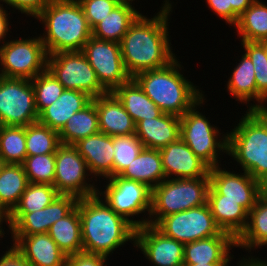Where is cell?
Listing matches in <instances>:
<instances>
[{"instance_id":"9f6ffc18","label":"cell","mask_w":267,"mask_h":266,"mask_svg":"<svg viewBox=\"0 0 267 266\" xmlns=\"http://www.w3.org/2000/svg\"><path fill=\"white\" fill-rule=\"evenodd\" d=\"M259 43L262 45V47H263V49L265 51L266 57H267V39L259 41Z\"/></svg>"},{"instance_id":"816d5d0a","label":"cell","mask_w":267,"mask_h":266,"mask_svg":"<svg viewBox=\"0 0 267 266\" xmlns=\"http://www.w3.org/2000/svg\"><path fill=\"white\" fill-rule=\"evenodd\" d=\"M248 111L265 127L267 132V115L259 108L250 109Z\"/></svg>"},{"instance_id":"3957f363","label":"cell","mask_w":267,"mask_h":266,"mask_svg":"<svg viewBox=\"0 0 267 266\" xmlns=\"http://www.w3.org/2000/svg\"><path fill=\"white\" fill-rule=\"evenodd\" d=\"M35 19L45 25V34L40 38L48 55L81 51L92 36V29L77 0H51Z\"/></svg>"},{"instance_id":"7a4b0ae2","label":"cell","mask_w":267,"mask_h":266,"mask_svg":"<svg viewBox=\"0 0 267 266\" xmlns=\"http://www.w3.org/2000/svg\"><path fill=\"white\" fill-rule=\"evenodd\" d=\"M83 251L108 257L128 241L135 244L136 227L117 214L98 194L77 202Z\"/></svg>"},{"instance_id":"9a60e30c","label":"cell","mask_w":267,"mask_h":266,"mask_svg":"<svg viewBox=\"0 0 267 266\" xmlns=\"http://www.w3.org/2000/svg\"><path fill=\"white\" fill-rule=\"evenodd\" d=\"M243 174V175H242ZM210 187L208 195H223V199H231L249 212L266 188L247 172L233 173L222 170L219 166L210 168Z\"/></svg>"},{"instance_id":"b9f144b4","label":"cell","mask_w":267,"mask_h":266,"mask_svg":"<svg viewBox=\"0 0 267 266\" xmlns=\"http://www.w3.org/2000/svg\"><path fill=\"white\" fill-rule=\"evenodd\" d=\"M83 8L88 24L92 29L119 4L115 0H77Z\"/></svg>"},{"instance_id":"44dd1931","label":"cell","mask_w":267,"mask_h":266,"mask_svg":"<svg viewBox=\"0 0 267 266\" xmlns=\"http://www.w3.org/2000/svg\"><path fill=\"white\" fill-rule=\"evenodd\" d=\"M236 240L226 232L184 244V264L229 263Z\"/></svg>"},{"instance_id":"7402d4cb","label":"cell","mask_w":267,"mask_h":266,"mask_svg":"<svg viewBox=\"0 0 267 266\" xmlns=\"http://www.w3.org/2000/svg\"><path fill=\"white\" fill-rule=\"evenodd\" d=\"M98 113L100 132L112 136L135 134V123L124 106L112 93L92 98Z\"/></svg>"},{"instance_id":"e0dca14e","label":"cell","mask_w":267,"mask_h":266,"mask_svg":"<svg viewBox=\"0 0 267 266\" xmlns=\"http://www.w3.org/2000/svg\"><path fill=\"white\" fill-rule=\"evenodd\" d=\"M135 246L155 266H184V243L163 235L152 225L136 228Z\"/></svg>"},{"instance_id":"4dcf8cb0","label":"cell","mask_w":267,"mask_h":266,"mask_svg":"<svg viewBox=\"0 0 267 266\" xmlns=\"http://www.w3.org/2000/svg\"><path fill=\"white\" fill-rule=\"evenodd\" d=\"M100 132L98 113L91 101L82 110L74 113L58 132L61 144L73 145L78 140Z\"/></svg>"},{"instance_id":"ab89813d","label":"cell","mask_w":267,"mask_h":266,"mask_svg":"<svg viewBox=\"0 0 267 266\" xmlns=\"http://www.w3.org/2000/svg\"><path fill=\"white\" fill-rule=\"evenodd\" d=\"M22 165L29 183L53 185L55 179V153L26 156Z\"/></svg>"},{"instance_id":"6f0895ef","label":"cell","mask_w":267,"mask_h":266,"mask_svg":"<svg viewBox=\"0 0 267 266\" xmlns=\"http://www.w3.org/2000/svg\"><path fill=\"white\" fill-rule=\"evenodd\" d=\"M3 161L1 160V158H0V169H1V167L3 166Z\"/></svg>"},{"instance_id":"52a82bcc","label":"cell","mask_w":267,"mask_h":266,"mask_svg":"<svg viewBox=\"0 0 267 266\" xmlns=\"http://www.w3.org/2000/svg\"><path fill=\"white\" fill-rule=\"evenodd\" d=\"M204 100L203 97L180 117V138L197 157L213 168L220 166L217 159L221 150L227 154V132L220 137L218 128L211 125L206 116L196 110L198 106L203 105Z\"/></svg>"},{"instance_id":"d590c367","label":"cell","mask_w":267,"mask_h":266,"mask_svg":"<svg viewBox=\"0 0 267 266\" xmlns=\"http://www.w3.org/2000/svg\"><path fill=\"white\" fill-rule=\"evenodd\" d=\"M61 145L59 134L40 122L26 126L27 156L56 153Z\"/></svg>"},{"instance_id":"484cf974","label":"cell","mask_w":267,"mask_h":266,"mask_svg":"<svg viewBox=\"0 0 267 266\" xmlns=\"http://www.w3.org/2000/svg\"><path fill=\"white\" fill-rule=\"evenodd\" d=\"M119 176L141 182L151 189L158 186L166 179L160 151L144 147Z\"/></svg>"},{"instance_id":"ee69618b","label":"cell","mask_w":267,"mask_h":266,"mask_svg":"<svg viewBox=\"0 0 267 266\" xmlns=\"http://www.w3.org/2000/svg\"><path fill=\"white\" fill-rule=\"evenodd\" d=\"M106 260V256L81 251L67 256L66 266H105Z\"/></svg>"},{"instance_id":"5b68a950","label":"cell","mask_w":267,"mask_h":266,"mask_svg":"<svg viewBox=\"0 0 267 266\" xmlns=\"http://www.w3.org/2000/svg\"><path fill=\"white\" fill-rule=\"evenodd\" d=\"M227 154L267 189V132L247 110L233 131L227 133Z\"/></svg>"},{"instance_id":"1f68e13d","label":"cell","mask_w":267,"mask_h":266,"mask_svg":"<svg viewBox=\"0 0 267 266\" xmlns=\"http://www.w3.org/2000/svg\"><path fill=\"white\" fill-rule=\"evenodd\" d=\"M28 184L22 164L4 163L0 169V204L11 212Z\"/></svg>"},{"instance_id":"4316f807","label":"cell","mask_w":267,"mask_h":266,"mask_svg":"<svg viewBox=\"0 0 267 266\" xmlns=\"http://www.w3.org/2000/svg\"><path fill=\"white\" fill-rule=\"evenodd\" d=\"M112 93L132 117L135 125L139 121L153 119L163 113L132 78L115 88Z\"/></svg>"},{"instance_id":"f5cc1de1","label":"cell","mask_w":267,"mask_h":266,"mask_svg":"<svg viewBox=\"0 0 267 266\" xmlns=\"http://www.w3.org/2000/svg\"><path fill=\"white\" fill-rule=\"evenodd\" d=\"M184 266H229L228 263L184 264Z\"/></svg>"},{"instance_id":"7bdbcfd3","label":"cell","mask_w":267,"mask_h":266,"mask_svg":"<svg viewBox=\"0 0 267 266\" xmlns=\"http://www.w3.org/2000/svg\"><path fill=\"white\" fill-rule=\"evenodd\" d=\"M15 10H19L21 14H26L35 18L51 0H0Z\"/></svg>"},{"instance_id":"8fae6325","label":"cell","mask_w":267,"mask_h":266,"mask_svg":"<svg viewBox=\"0 0 267 266\" xmlns=\"http://www.w3.org/2000/svg\"><path fill=\"white\" fill-rule=\"evenodd\" d=\"M31 80L0 76V126H27L38 121Z\"/></svg>"},{"instance_id":"4fadbf2b","label":"cell","mask_w":267,"mask_h":266,"mask_svg":"<svg viewBox=\"0 0 267 266\" xmlns=\"http://www.w3.org/2000/svg\"><path fill=\"white\" fill-rule=\"evenodd\" d=\"M90 175L85 159L73 145L61 144L58 147L53 186L59 194L72 195L78 199L96 195L97 187L86 182Z\"/></svg>"},{"instance_id":"ac0fdd59","label":"cell","mask_w":267,"mask_h":266,"mask_svg":"<svg viewBox=\"0 0 267 266\" xmlns=\"http://www.w3.org/2000/svg\"><path fill=\"white\" fill-rule=\"evenodd\" d=\"M159 151L166 179L209 177L210 167L181 138Z\"/></svg>"},{"instance_id":"ffe728a7","label":"cell","mask_w":267,"mask_h":266,"mask_svg":"<svg viewBox=\"0 0 267 266\" xmlns=\"http://www.w3.org/2000/svg\"><path fill=\"white\" fill-rule=\"evenodd\" d=\"M11 237L13 245L30 266H66L67 255L47 233Z\"/></svg>"},{"instance_id":"d6986e66","label":"cell","mask_w":267,"mask_h":266,"mask_svg":"<svg viewBox=\"0 0 267 266\" xmlns=\"http://www.w3.org/2000/svg\"><path fill=\"white\" fill-rule=\"evenodd\" d=\"M73 146L85 159L90 174L102 176L103 178L113 177L114 147L113 137L98 132L87 138L78 140Z\"/></svg>"},{"instance_id":"8992f818","label":"cell","mask_w":267,"mask_h":266,"mask_svg":"<svg viewBox=\"0 0 267 266\" xmlns=\"http://www.w3.org/2000/svg\"><path fill=\"white\" fill-rule=\"evenodd\" d=\"M209 187V177L165 179L152 189L147 224L154 226L167 215L207 204Z\"/></svg>"},{"instance_id":"c3c4849f","label":"cell","mask_w":267,"mask_h":266,"mask_svg":"<svg viewBox=\"0 0 267 266\" xmlns=\"http://www.w3.org/2000/svg\"><path fill=\"white\" fill-rule=\"evenodd\" d=\"M8 13L4 9V7L0 10V43L4 44L5 42V37L8 35L9 30V20H8ZM4 39V40H3ZM2 40V41H1ZM3 42V43H2Z\"/></svg>"},{"instance_id":"8d00e7d4","label":"cell","mask_w":267,"mask_h":266,"mask_svg":"<svg viewBox=\"0 0 267 266\" xmlns=\"http://www.w3.org/2000/svg\"><path fill=\"white\" fill-rule=\"evenodd\" d=\"M59 195L53 185L29 183L19 203L10 213H32L50 205Z\"/></svg>"},{"instance_id":"74e56055","label":"cell","mask_w":267,"mask_h":266,"mask_svg":"<svg viewBox=\"0 0 267 266\" xmlns=\"http://www.w3.org/2000/svg\"><path fill=\"white\" fill-rule=\"evenodd\" d=\"M245 53L254 66L257 86V104L251 103L247 110L259 108L267 97V57L259 42L241 41Z\"/></svg>"},{"instance_id":"7dc6e473","label":"cell","mask_w":267,"mask_h":266,"mask_svg":"<svg viewBox=\"0 0 267 266\" xmlns=\"http://www.w3.org/2000/svg\"><path fill=\"white\" fill-rule=\"evenodd\" d=\"M255 0H230L231 4V26L238 22L239 16L254 2Z\"/></svg>"},{"instance_id":"f35d334b","label":"cell","mask_w":267,"mask_h":266,"mask_svg":"<svg viewBox=\"0 0 267 266\" xmlns=\"http://www.w3.org/2000/svg\"><path fill=\"white\" fill-rule=\"evenodd\" d=\"M38 114L53 104L65 90L64 86L46 69L31 80Z\"/></svg>"},{"instance_id":"cb8c5ba5","label":"cell","mask_w":267,"mask_h":266,"mask_svg":"<svg viewBox=\"0 0 267 266\" xmlns=\"http://www.w3.org/2000/svg\"><path fill=\"white\" fill-rule=\"evenodd\" d=\"M91 101L92 97L83 91L65 89L53 104L39 113L38 122L59 132L74 113Z\"/></svg>"},{"instance_id":"db71d44e","label":"cell","mask_w":267,"mask_h":266,"mask_svg":"<svg viewBox=\"0 0 267 266\" xmlns=\"http://www.w3.org/2000/svg\"><path fill=\"white\" fill-rule=\"evenodd\" d=\"M266 101H267V97H265V99H264L262 105L259 107V109H260L263 113H265V114L267 115V106H266V103H265ZM264 104H265V105H264Z\"/></svg>"},{"instance_id":"e575fe53","label":"cell","mask_w":267,"mask_h":266,"mask_svg":"<svg viewBox=\"0 0 267 266\" xmlns=\"http://www.w3.org/2000/svg\"><path fill=\"white\" fill-rule=\"evenodd\" d=\"M26 156V126H0V158L3 163L22 164Z\"/></svg>"},{"instance_id":"f907efd6","label":"cell","mask_w":267,"mask_h":266,"mask_svg":"<svg viewBox=\"0 0 267 266\" xmlns=\"http://www.w3.org/2000/svg\"><path fill=\"white\" fill-rule=\"evenodd\" d=\"M239 266H267V260L263 261L261 259L257 258H251L248 256V259L242 258V260L239 261Z\"/></svg>"},{"instance_id":"ba28073f","label":"cell","mask_w":267,"mask_h":266,"mask_svg":"<svg viewBox=\"0 0 267 266\" xmlns=\"http://www.w3.org/2000/svg\"><path fill=\"white\" fill-rule=\"evenodd\" d=\"M7 41L0 46V76L32 80L47 69L48 54L40 36Z\"/></svg>"},{"instance_id":"f6af8a7d","label":"cell","mask_w":267,"mask_h":266,"mask_svg":"<svg viewBox=\"0 0 267 266\" xmlns=\"http://www.w3.org/2000/svg\"><path fill=\"white\" fill-rule=\"evenodd\" d=\"M0 266H30V263L13 245L1 256Z\"/></svg>"},{"instance_id":"2e32d148","label":"cell","mask_w":267,"mask_h":266,"mask_svg":"<svg viewBox=\"0 0 267 266\" xmlns=\"http://www.w3.org/2000/svg\"><path fill=\"white\" fill-rule=\"evenodd\" d=\"M78 198L59 194L45 208L32 213H10L11 236H28L47 233L59 219L67 216L77 205Z\"/></svg>"},{"instance_id":"60d3db41","label":"cell","mask_w":267,"mask_h":266,"mask_svg":"<svg viewBox=\"0 0 267 266\" xmlns=\"http://www.w3.org/2000/svg\"><path fill=\"white\" fill-rule=\"evenodd\" d=\"M113 176L119 175L144 148L135 134L113 137Z\"/></svg>"},{"instance_id":"7c38bea8","label":"cell","mask_w":267,"mask_h":266,"mask_svg":"<svg viewBox=\"0 0 267 266\" xmlns=\"http://www.w3.org/2000/svg\"><path fill=\"white\" fill-rule=\"evenodd\" d=\"M154 227L163 235L184 244L216 236L222 232L208 204L167 215Z\"/></svg>"},{"instance_id":"9c48e42d","label":"cell","mask_w":267,"mask_h":266,"mask_svg":"<svg viewBox=\"0 0 267 266\" xmlns=\"http://www.w3.org/2000/svg\"><path fill=\"white\" fill-rule=\"evenodd\" d=\"M47 69L65 89L83 91L92 98L108 93L81 51L48 55Z\"/></svg>"},{"instance_id":"5bb4252c","label":"cell","mask_w":267,"mask_h":266,"mask_svg":"<svg viewBox=\"0 0 267 266\" xmlns=\"http://www.w3.org/2000/svg\"><path fill=\"white\" fill-rule=\"evenodd\" d=\"M81 52L96 72L100 84L108 92L131 79L123 64L120 43L91 36Z\"/></svg>"},{"instance_id":"836d02e7","label":"cell","mask_w":267,"mask_h":266,"mask_svg":"<svg viewBox=\"0 0 267 266\" xmlns=\"http://www.w3.org/2000/svg\"><path fill=\"white\" fill-rule=\"evenodd\" d=\"M239 62L227 82V91L241 103L247 104L254 99L257 102V86L251 59L244 53Z\"/></svg>"},{"instance_id":"603a6c76","label":"cell","mask_w":267,"mask_h":266,"mask_svg":"<svg viewBox=\"0 0 267 266\" xmlns=\"http://www.w3.org/2000/svg\"><path fill=\"white\" fill-rule=\"evenodd\" d=\"M135 135L144 147L160 150L180 138V117L162 113L144 119L135 125Z\"/></svg>"},{"instance_id":"11a10c76","label":"cell","mask_w":267,"mask_h":266,"mask_svg":"<svg viewBox=\"0 0 267 266\" xmlns=\"http://www.w3.org/2000/svg\"><path fill=\"white\" fill-rule=\"evenodd\" d=\"M118 4H125V5H129L132 6V1L133 0H115Z\"/></svg>"},{"instance_id":"83f0119b","label":"cell","mask_w":267,"mask_h":266,"mask_svg":"<svg viewBox=\"0 0 267 266\" xmlns=\"http://www.w3.org/2000/svg\"><path fill=\"white\" fill-rule=\"evenodd\" d=\"M265 245H267V189L248 212L246 228L236 239V247L245 248L250 250L249 252Z\"/></svg>"},{"instance_id":"f546056e","label":"cell","mask_w":267,"mask_h":266,"mask_svg":"<svg viewBox=\"0 0 267 266\" xmlns=\"http://www.w3.org/2000/svg\"><path fill=\"white\" fill-rule=\"evenodd\" d=\"M47 234L67 256L83 251L78 207L76 206L67 216L52 224Z\"/></svg>"},{"instance_id":"d4e9b609","label":"cell","mask_w":267,"mask_h":266,"mask_svg":"<svg viewBox=\"0 0 267 266\" xmlns=\"http://www.w3.org/2000/svg\"><path fill=\"white\" fill-rule=\"evenodd\" d=\"M207 204L218 227L236 240L246 228L248 212L238 201L223 199V195H207Z\"/></svg>"},{"instance_id":"6da1fadb","label":"cell","mask_w":267,"mask_h":266,"mask_svg":"<svg viewBox=\"0 0 267 266\" xmlns=\"http://www.w3.org/2000/svg\"><path fill=\"white\" fill-rule=\"evenodd\" d=\"M164 2L153 18L140 14L120 41L123 64L131 78L143 71L163 68L176 58L168 34L173 5L169 0Z\"/></svg>"},{"instance_id":"277c9868","label":"cell","mask_w":267,"mask_h":266,"mask_svg":"<svg viewBox=\"0 0 267 266\" xmlns=\"http://www.w3.org/2000/svg\"><path fill=\"white\" fill-rule=\"evenodd\" d=\"M181 66L176 57L163 68L143 71L132 78L163 113L179 117L204 96L181 74Z\"/></svg>"},{"instance_id":"f1b7e54d","label":"cell","mask_w":267,"mask_h":266,"mask_svg":"<svg viewBox=\"0 0 267 266\" xmlns=\"http://www.w3.org/2000/svg\"><path fill=\"white\" fill-rule=\"evenodd\" d=\"M140 14L134 6L119 4L92 28V36L100 40L120 43L129 26Z\"/></svg>"},{"instance_id":"d6a6232c","label":"cell","mask_w":267,"mask_h":266,"mask_svg":"<svg viewBox=\"0 0 267 266\" xmlns=\"http://www.w3.org/2000/svg\"><path fill=\"white\" fill-rule=\"evenodd\" d=\"M241 41L259 42L267 39V5L255 0L234 25Z\"/></svg>"},{"instance_id":"bcb514c9","label":"cell","mask_w":267,"mask_h":266,"mask_svg":"<svg viewBox=\"0 0 267 266\" xmlns=\"http://www.w3.org/2000/svg\"><path fill=\"white\" fill-rule=\"evenodd\" d=\"M207 5L226 23L231 24V4L230 0H206Z\"/></svg>"},{"instance_id":"30bf717a","label":"cell","mask_w":267,"mask_h":266,"mask_svg":"<svg viewBox=\"0 0 267 266\" xmlns=\"http://www.w3.org/2000/svg\"><path fill=\"white\" fill-rule=\"evenodd\" d=\"M109 179V180H108ZM105 190L97 194L104 197V201L117 214L126 218L136 228L147 225V220H133L132 216L151 211L152 189L134 180H128L119 175L109 177ZM130 218V219H129Z\"/></svg>"},{"instance_id":"681fc988","label":"cell","mask_w":267,"mask_h":266,"mask_svg":"<svg viewBox=\"0 0 267 266\" xmlns=\"http://www.w3.org/2000/svg\"><path fill=\"white\" fill-rule=\"evenodd\" d=\"M3 221L8 224L9 230H11L10 212L0 204V225H2ZM4 234V229L0 226V237H4Z\"/></svg>"}]
</instances>
